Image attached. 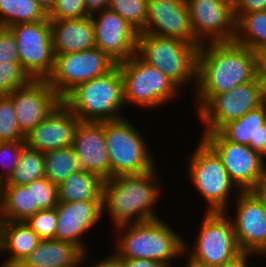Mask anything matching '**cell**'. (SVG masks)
Masks as SVG:
<instances>
[{"instance_id": "obj_44", "label": "cell", "mask_w": 266, "mask_h": 267, "mask_svg": "<svg viewBox=\"0 0 266 267\" xmlns=\"http://www.w3.org/2000/svg\"><path fill=\"white\" fill-rule=\"evenodd\" d=\"M87 16H92L103 10L109 9L110 0H84Z\"/></svg>"}, {"instance_id": "obj_3", "label": "cell", "mask_w": 266, "mask_h": 267, "mask_svg": "<svg viewBox=\"0 0 266 267\" xmlns=\"http://www.w3.org/2000/svg\"><path fill=\"white\" fill-rule=\"evenodd\" d=\"M174 228L164 218L119 225L112 229L116 245L110 253L115 258L147 259L178 267L173 261L184 260L185 236Z\"/></svg>"}, {"instance_id": "obj_31", "label": "cell", "mask_w": 266, "mask_h": 267, "mask_svg": "<svg viewBox=\"0 0 266 267\" xmlns=\"http://www.w3.org/2000/svg\"><path fill=\"white\" fill-rule=\"evenodd\" d=\"M45 177L56 185L80 170L78 160L72 146L59 148L44 153Z\"/></svg>"}, {"instance_id": "obj_20", "label": "cell", "mask_w": 266, "mask_h": 267, "mask_svg": "<svg viewBox=\"0 0 266 267\" xmlns=\"http://www.w3.org/2000/svg\"><path fill=\"white\" fill-rule=\"evenodd\" d=\"M72 148L81 170L94 173L103 180L111 178L104 121H80L74 134Z\"/></svg>"}, {"instance_id": "obj_27", "label": "cell", "mask_w": 266, "mask_h": 267, "mask_svg": "<svg viewBox=\"0 0 266 267\" xmlns=\"http://www.w3.org/2000/svg\"><path fill=\"white\" fill-rule=\"evenodd\" d=\"M39 210L33 207L32 187L0 186V220L25 222Z\"/></svg>"}, {"instance_id": "obj_35", "label": "cell", "mask_w": 266, "mask_h": 267, "mask_svg": "<svg viewBox=\"0 0 266 267\" xmlns=\"http://www.w3.org/2000/svg\"><path fill=\"white\" fill-rule=\"evenodd\" d=\"M26 186L32 187L33 207L40 210L56 208L59 201L58 185L43 177Z\"/></svg>"}, {"instance_id": "obj_39", "label": "cell", "mask_w": 266, "mask_h": 267, "mask_svg": "<svg viewBox=\"0 0 266 267\" xmlns=\"http://www.w3.org/2000/svg\"><path fill=\"white\" fill-rule=\"evenodd\" d=\"M20 62L16 38L9 27L0 26V63Z\"/></svg>"}, {"instance_id": "obj_11", "label": "cell", "mask_w": 266, "mask_h": 267, "mask_svg": "<svg viewBox=\"0 0 266 267\" xmlns=\"http://www.w3.org/2000/svg\"><path fill=\"white\" fill-rule=\"evenodd\" d=\"M117 63L97 47L89 50L55 55L54 68L46 79L63 99L78 84L102 76Z\"/></svg>"}, {"instance_id": "obj_1", "label": "cell", "mask_w": 266, "mask_h": 267, "mask_svg": "<svg viewBox=\"0 0 266 267\" xmlns=\"http://www.w3.org/2000/svg\"><path fill=\"white\" fill-rule=\"evenodd\" d=\"M256 77L255 53L235 41L201 44L193 94L196 113L214 96ZM197 103V104H196Z\"/></svg>"}, {"instance_id": "obj_5", "label": "cell", "mask_w": 266, "mask_h": 267, "mask_svg": "<svg viewBox=\"0 0 266 267\" xmlns=\"http://www.w3.org/2000/svg\"><path fill=\"white\" fill-rule=\"evenodd\" d=\"M200 46L178 38L139 32L136 54L146 63L159 69L182 91L189 84L191 85L190 87H194V90L197 80V56Z\"/></svg>"}, {"instance_id": "obj_34", "label": "cell", "mask_w": 266, "mask_h": 267, "mask_svg": "<svg viewBox=\"0 0 266 267\" xmlns=\"http://www.w3.org/2000/svg\"><path fill=\"white\" fill-rule=\"evenodd\" d=\"M31 80L20 62L0 63V95L10 94L15 89L27 85Z\"/></svg>"}, {"instance_id": "obj_13", "label": "cell", "mask_w": 266, "mask_h": 267, "mask_svg": "<svg viewBox=\"0 0 266 267\" xmlns=\"http://www.w3.org/2000/svg\"><path fill=\"white\" fill-rule=\"evenodd\" d=\"M199 135L220 157L240 191H250L266 174V158L249 146L228 141L219 131Z\"/></svg>"}, {"instance_id": "obj_6", "label": "cell", "mask_w": 266, "mask_h": 267, "mask_svg": "<svg viewBox=\"0 0 266 267\" xmlns=\"http://www.w3.org/2000/svg\"><path fill=\"white\" fill-rule=\"evenodd\" d=\"M197 141V147L187 158L191 186L207 202L205 212H229L230 201L241 191L231 181L216 152L201 137Z\"/></svg>"}, {"instance_id": "obj_19", "label": "cell", "mask_w": 266, "mask_h": 267, "mask_svg": "<svg viewBox=\"0 0 266 267\" xmlns=\"http://www.w3.org/2000/svg\"><path fill=\"white\" fill-rule=\"evenodd\" d=\"M201 45L193 35L186 0H148V15L141 31Z\"/></svg>"}, {"instance_id": "obj_23", "label": "cell", "mask_w": 266, "mask_h": 267, "mask_svg": "<svg viewBox=\"0 0 266 267\" xmlns=\"http://www.w3.org/2000/svg\"><path fill=\"white\" fill-rule=\"evenodd\" d=\"M219 132L228 141L247 145L266 158V102L239 119L228 122Z\"/></svg>"}, {"instance_id": "obj_41", "label": "cell", "mask_w": 266, "mask_h": 267, "mask_svg": "<svg viewBox=\"0 0 266 267\" xmlns=\"http://www.w3.org/2000/svg\"><path fill=\"white\" fill-rule=\"evenodd\" d=\"M256 77L264 84L266 88V46L254 50Z\"/></svg>"}, {"instance_id": "obj_14", "label": "cell", "mask_w": 266, "mask_h": 267, "mask_svg": "<svg viewBox=\"0 0 266 267\" xmlns=\"http://www.w3.org/2000/svg\"><path fill=\"white\" fill-rule=\"evenodd\" d=\"M194 38L200 44L234 41L232 0H186Z\"/></svg>"}, {"instance_id": "obj_46", "label": "cell", "mask_w": 266, "mask_h": 267, "mask_svg": "<svg viewBox=\"0 0 266 267\" xmlns=\"http://www.w3.org/2000/svg\"><path fill=\"white\" fill-rule=\"evenodd\" d=\"M103 259V260H101ZM100 260L96 261H88L90 263V267H122V264L112 255L109 253L108 256L101 257Z\"/></svg>"}, {"instance_id": "obj_8", "label": "cell", "mask_w": 266, "mask_h": 267, "mask_svg": "<svg viewBox=\"0 0 266 267\" xmlns=\"http://www.w3.org/2000/svg\"><path fill=\"white\" fill-rule=\"evenodd\" d=\"M203 212L195 241L189 244L185 239L184 260L195 267H218L242 250L226 212Z\"/></svg>"}, {"instance_id": "obj_4", "label": "cell", "mask_w": 266, "mask_h": 267, "mask_svg": "<svg viewBox=\"0 0 266 267\" xmlns=\"http://www.w3.org/2000/svg\"><path fill=\"white\" fill-rule=\"evenodd\" d=\"M62 102L80 121H114L125 116L123 79L118 65L108 73L78 84Z\"/></svg>"}, {"instance_id": "obj_26", "label": "cell", "mask_w": 266, "mask_h": 267, "mask_svg": "<svg viewBox=\"0 0 266 267\" xmlns=\"http://www.w3.org/2000/svg\"><path fill=\"white\" fill-rule=\"evenodd\" d=\"M103 184L100 176L80 169L58 186L59 202L102 201Z\"/></svg>"}, {"instance_id": "obj_36", "label": "cell", "mask_w": 266, "mask_h": 267, "mask_svg": "<svg viewBox=\"0 0 266 267\" xmlns=\"http://www.w3.org/2000/svg\"><path fill=\"white\" fill-rule=\"evenodd\" d=\"M25 223L41 240L55 239L57 228V209L39 210L29 217Z\"/></svg>"}, {"instance_id": "obj_42", "label": "cell", "mask_w": 266, "mask_h": 267, "mask_svg": "<svg viewBox=\"0 0 266 267\" xmlns=\"http://www.w3.org/2000/svg\"><path fill=\"white\" fill-rule=\"evenodd\" d=\"M258 256H259L258 254L253 252L242 251L234 258H232L229 261H226L225 263H223L221 266L218 267H250V263H252L251 260L254 261L253 258L255 259Z\"/></svg>"}, {"instance_id": "obj_32", "label": "cell", "mask_w": 266, "mask_h": 267, "mask_svg": "<svg viewBox=\"0 0 266 267\" xmlns=\"http://www.w3.org/2000/svg\"><path fill=\"white\" fill-rule=\"evenodd\" d=\"M109 9L118 13L138 32L146 26L148 0H110Z\"/></svg>"}, {"instance_id": "obj_25", "label": "cell", "mask_w": 266, "mask_h": 267, "mask_svg": "<svg viewBox=\"0 0 266 267\" xmlns=\"http://www.w3.org/2000/svg\"><path fill=\"white\" fill-rule=\"evenodd\" d=\"M85 257L86 254L73 243L41 240L18 267H80Z\"/></svg>"}, {"instance_id": "obj_10", "label": "cell", "mask_w": 266, "mask_h": 267, "mask_svg": "<svg viewBox=\"0 0 266 267\" xmlns=\"http://www.w3.org/2000/svg\"><path fill=\"white\" fill-rule=\"evenodd\" d=\"M266 102V88L255 77L221 94L214 95L197 113L202 132H217L225 124L242 117Z\"/></svg>"}, {"instance_id": "obj_49", "label": "cell", "mask_w": 266, "mask_h": 267, "mask_svg": "<svg viewBox=\"0 0 266 267\" xmlns=\"http://www.w3.org/2000/svg\"><path fill=\"white\" fill-rule=\"evenodd\" d=\"M259 257H262V259H263V257L264 258L266 257V248L259 254Z\"/></svg>"}, {"instance_id": "obj_40", "label": "cell", "mask_w": 266, "mask_h": 267, "mask_svg": "<svg viewBox=\"0 0 266 267\" xmlns=\"http://www.w3.org/2000/svg\"><path fill=\"white\" fill-rule=\"evenodd\" d=\"M234 14L266 10V0H232Z\"/></svg>"}, {"instance_id": "obj_50", "label": "cell", "mask_w": 266, "mask_h": 267, "mask_svg": "<svg viewBox=\"0 0 266 267\" xmlns=\"http://www.w3.org/2000/svg\"><path fill=\"white\" fill-rule=\"evenodd\" d=\"M183 266H185V267H195V266H193V265H191V264H189V263H187V262H186L185 265L183 264Z\"/></svg>"}, {"instance_id": "obj_45", "label": "cell", "mask_w": 266, "mask_h": 267, "mask_svg": "<svg viewBox=\"0 0 266 267\" xmlns=\"http://www.w3.org/2000/svg\"><path fill=\"white\" fill-rule=\"evenodd\" d=\"M250 191L262 203L266 210V174Z\"/></svg>"}, {"instance_id": "obj_7", "label": "cell", "mask_w": 266, "mask_h": 267, "mask_svg": "<svg viewBox=\"0 0 266 267\" xmlns=\"http://www.w3.org/2000/svg\"><path fill=\"white\" fill-rule=\"evenodd\" d=\"M127 117L104 121V132L110 160L111 178L136 175L156 169L154 152L142 129ZM156 158V159H155Z\"/></svg>"}, {"instance_id": "obj_37", "label": "cell", "mask_w": 266, "mask_h": 267, "mask_svg": "<svg viewBox=\"0 0 266 267\" xmlns=\"http://www.w3.org/2000/svg\"><path fill=\"white\" fill-rule=\"evenodd\" d=\"M24 141L0 142V184L4 183L17 167Z\"/></svg>"}, {"instance_id": "obj_48", "label": "cell", "mask_w": 266, "mask_h": 267, "mask_svg": "<svg viewBox=\"0 0 266 267\" xmlns=\"http://www.w3.org/2000/svg\"><path fill=\"white\" fill-rule=\"evenodd\" d=\"M88 256H89V255H86V257H85V263H83L82 266H80V267H86V266H87V267H90V266L87 265L88 262H86V261L89 260ZM85 264H86V265H85Z\"/></svg>"}, {"instance_id": "obj_43", "label": "cell", "mask_w": 266, "mask_h": 267, "mask_svg": "<svg viewBox=\"0 0 266 267\" xmlns=\"http://www.w3.org/2000/svg\"><path fill=\"white\" fill-rule=\"evenodd\" d=\"M122 267H168L166 264L147 259L116 258Z\"/></svg>"}, {"instance_id": "obj_24", "label": "cell", "mask_w": 266, "mask_h": 267, "mask_svg": "<svg viewBox=\"0 0 266 267\" xmlns=\"http://www.w3.org/2000/svg\"><path fill=\"white\" fill-rule=\"evenodd\" d=\"M40 241L25 222L0 220V256L8 254L0 267H18Z\"/></svg>"}, {"instance_id": "obj_18", "label": "cell", "mask_w": 266, "mask_h": 267, "mask_svg": "<svg viewBox=\"0 0 266 267\" xmlns=\"http://www.w3.org/2000/svg\"><path fill=\"white\" fill-rule=\"evenodd\" d=\"M7 95L14 104L18 126L24 135L62 102L47 80H31Z\"/></svg>"}, {"instance_id": "obj_12", "label": "cell", "mask_w": 266, "mask_h": 267, "mask_svg": "<svg viewBox=\"0 0 266 267\" xmlns=\"http://www.w3.org/2000/svg\"><path fill=\"white\" fill-rule=\"evenodd\" d=\"M16 38L19 61L32 80H46L54 68L50 21L13 24L9 27Z\"/></svg>"}, {"instance_id": "obj_22", "label": "cell", "mask_w": 266, "mask_h": 267, "mask_svg": "<svg viewBox=\"0 0 266 267\" xmlns=\"http://www.w3.org/2000/svg\"><path fill=\"white\" fill-rule=\"evenodd\" d=\"M49 21L54 55L95 47L94 25L89 16Z\"/></svg>"}, {"instance_id": "obj_9", "label": "cell", "mask_w": 266, "mask_h": 267, "mask_svg": "<svg viewBox=\"0 0 266 267\" xmlns=\"http://www.w3.org/2000/svg\"><path fill=\"white\" fill-rule=\"evenodd\" d=\"M123 79L124 102L147 110L168 105L174 99H181L184 93L168 77L153 65L143 61L136 53L117 64ZM180 94V95H179Z\"/></svg>"}, {"instance_id": "obj_21", "label": "cell", "mask_w": 266, "mask_h": 267, "mask_svg": "<svg viewBox=\"0 0 266 267\" xmlns=\"http://www.w3.org/2000/svg\"><path fill=\"white\" fill-rule=\"evenodd\" d=\"M79 118L61 102L42 122L25 134V146L42 153L72 146Z\"/></svg>"}, {"instance_id": "obj_28", "label": "cell", "mask_w": 266, "mask_h": 267, "mask_svg": "<svg viewBox=\"0 0 266 267\" xmlns=\"http://www.w3.org/2000/svg\"><path fill=\"white\" fill-rule=\"evenodd\" d=\"M236 35L234 41L252 51L266 46V10L234 14Z\"/></svg>"}, {"instance_id": "obj_30", "label": "cell", "mask_w": 266, "mask_h": 267, "mask_svg": "<svg viewBox=\"0 0 266 267\" xmlns=\"http://www.w3.org/2000/svg\"><path fill=\"white\" fill-rule=\"evenodd\" d=\"M43 177H45L44 153L25 146L21 151L17 167L0 186H25Z\"/></svg>"}, {"instance_id": "obj_15", "label": "cell", "mask_w": 266, "mask_h": 267, "mask_svg": "<svg viewBox=\"0 0 266 267\" xmlns=\"http://www.w3.org/2000/svg\"><path fill=\"white\" fill-rule=\"evenodd\" d=\"M230 217L242 251L260 254L266 248V210L251 191H241L233 201ZM230 214V215H229Z\"/></svg>"}, {"instance_id": "obj_33", "label": "cell", "mask_w": 266, "mask_h": 267, "mask_svg": "<svg viewBox=\"0 0 266 267\" xmlns=\"http://www.w3.org/2000/svg\"><path fill=\"white\" fill-rule=\"evenodd\" d=\"M15 116L14 104L7 94L0 95V142L24 141Z\"/></svg>"}, {"instance_id": "obj_47", "label": "cell", "mask_w": 266, "mask_h": 267, "mask_svg": "<svg viewBox=\"0 0 266 267\" xmlns=\"http://www.w3.org/2000/svg\"><path fill=\"white\" fill-rule=\"evenodd\" d=\"M48 14L54 7L55 0H34Z\"/></svg>"}, {"instance_id": "obj_29", "label": "cell", "mask_w": 266, "mask_h": 267, "mask_svg": "<svg viewBox=\"0 0 266 267\" xmlns=\"http://www.w3.org/2000/svg\"><path fill=\"white\" fill-rule=\"evenodd\" d=\"M48 14L34 0H0V26L38 22L45 20Z\"/></svg>"}, {"instance_id": "obj_16", "label": "cell", "mask_w": 266, "mask_h": 267, "mask_svg": "<svg viewBox=\"0 0 266 267\" xmlns=\"http://www.w3.org/2000/svg\"><path fill=\"white\" fill-rule=\"evenodd\" d=\"M57 209V228L55 239L77 245L86 255L90 247L86 238L89 231L102 222V201L59 202ZM89 251V252H88Z\"/></svg>"}, {"instance_id": "obj_38", "label": "cell", "mask_w": 266, "mask_h": 267, "mask_svg": "<svg viewBox=\"0 0 266 267\" xmlns=\"http://www.w3.org/2000/svg\"><path fill=\"white\" fill-rule=\"evenodd\" d=\"M87 17L84 0H55L48 13L49 20L77 19Z\"/></svg>"}, {"instance_id": "obj_17", "label": "cell", "mask_w": 266, "mask_h": 267, "mask_svg": "<svg viewBox=\"0 0 266 267\" xmlns=\"http://www.w3.org/2000/svg\"><path fill=\"white\" fill-rule=\"evenodd\" d=\"M94 25L95 47L117 64L136 53L138 31L110 9L90 16Z\"/></svg>"}, {"instance_id": "obj_2", "label": "cell", "mask_w": 266, "mask_h": 267, "mask_svg": "<svg viewBox=\"0 0 266 267\" xmlns=\"http://www.w3.org/2000/svg\"><path fill=\"white\" fill-rule=\"evenodd\" d=\"M158 173L157 167L143 174L121 175L104 180L103 220L109 216L114 228L127 223L161 218V213L156 212L155 207L163 198L165 187L162 186L164 182Z\"/></svg>"}]
</instances>
